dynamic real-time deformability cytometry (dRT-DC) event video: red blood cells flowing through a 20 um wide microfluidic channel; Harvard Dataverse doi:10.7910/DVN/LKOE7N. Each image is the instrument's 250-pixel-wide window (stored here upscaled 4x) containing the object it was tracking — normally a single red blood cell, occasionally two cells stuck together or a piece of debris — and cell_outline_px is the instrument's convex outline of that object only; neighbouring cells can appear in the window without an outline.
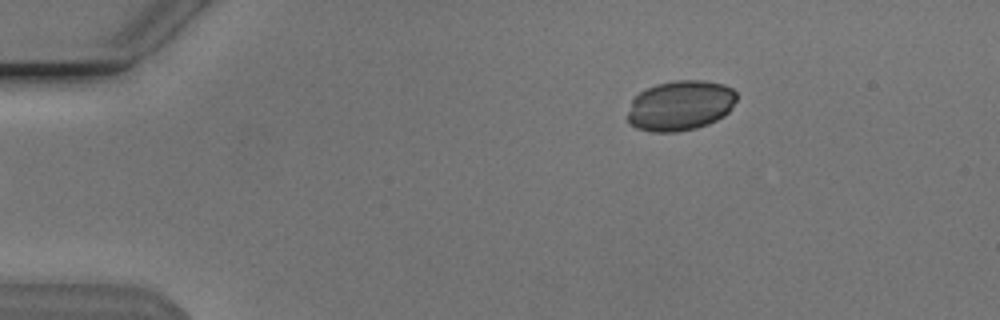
{"species": "Egyptian fruit bat (a non-hibernating species)", "species_latin": "Rousettus aegyptiacus", "temperature_condition": "cold", "stored_images_in_passage": 47, "camera_frame_rate_fps": 3000, "um_per_image_px": 0.085, "animal": {"sex": "male"}, "frame": {"image": 1, "passage_image": 2, "time_ms": 0.333, "image_size_px": [1000, 320], "cell_outline_px": [[736, 100], [728, 112], [724, 116], [708, 124], [696, 128], [676, 132], [652, 132], [636, 128], [628, 124], [628, 112], [632, 100], [640, 92], [656, 84], [676, 80], [704, 80], [724, 84], [732, 88], [736, 92]], "centroid_in_image_um": [57.83, 8.97], "position_along_channel_um": 27.2, "area_um2": 31.96}}
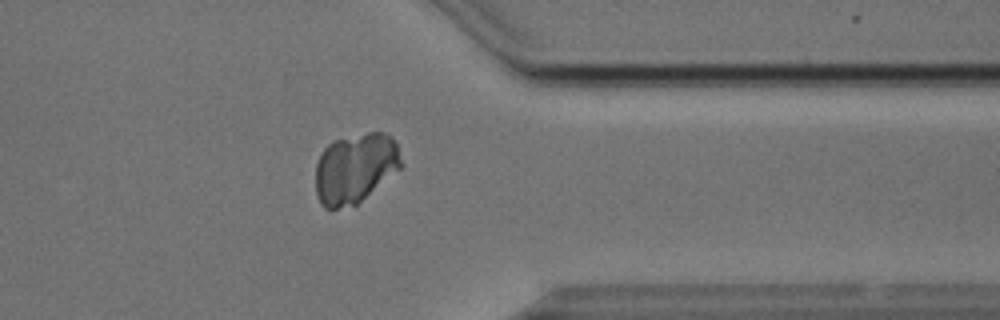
{"frame": {"image": 2, "passage_image": 36, "time_ms": 11.667, "image_size_px": [1000, 320], "cell_outline_px": [[404, 164], [400, 168], [356, 204], [336, 208], [324, 208], [320, 204], [316, 192], [316, 164], [324, 148], [332, 140], [368, 132], [384, 132], [392, 136], [396, 144]], "centroid_in_image_um": [30.19, 14.27], "position_along_channel_um": 381.2, "area_um2": 34.74}}
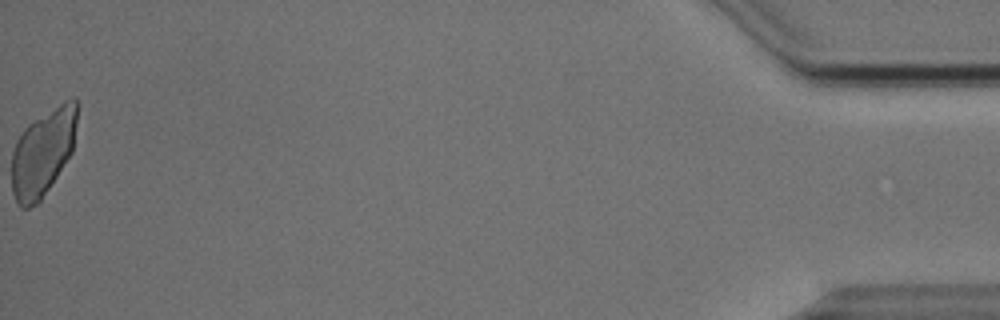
{"frame": {"image": 3, "passage_image": 47, "time_ms": 15.333, "image_size_px": [1000, 320], "cell_outline_px": [[76, 124], [72, 152], [40, 204], [28, 208], [20, 208], [16, 204], [12, 192], [12, 152], [16, 140], [24, 128], [28, 124], [64, 100], [76, 96]], "centroid_in_image_um": [3.62, 13.01], "position_along_channel_um": 431.6, "area_um2": 33.47}}